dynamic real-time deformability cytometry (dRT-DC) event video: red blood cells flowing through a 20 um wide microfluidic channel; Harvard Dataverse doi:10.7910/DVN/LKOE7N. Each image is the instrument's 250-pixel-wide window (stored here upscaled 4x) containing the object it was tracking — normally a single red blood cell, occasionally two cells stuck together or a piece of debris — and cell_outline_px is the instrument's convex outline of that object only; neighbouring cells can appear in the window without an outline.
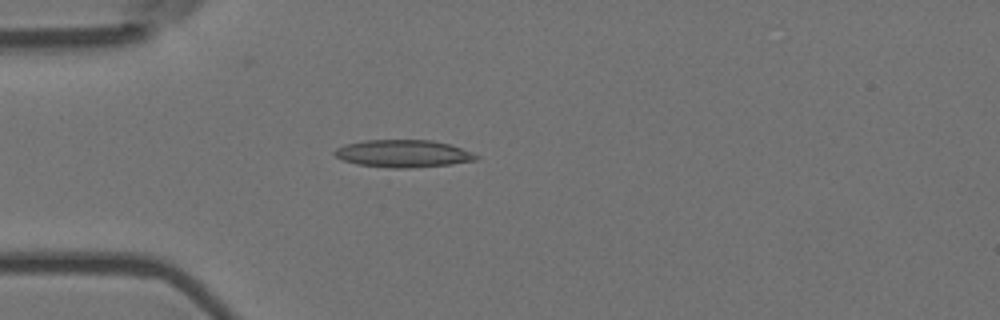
{"species": "Egyptian fruit bat (a non-hibernating species)", "species_latin": "Rousettus aegyptiacus", "temperature_condition": "room temperature", "stored_images_in_passage": 46, "camera_frame_rate_fps": 3000, "um_per_image_px": 0.085, "animal": {"sex": "female"}, "frame": {"image": 1, "passage_image": 10, "time_ms": 3.0, "image_size_px": [1000, 320], "cell_outline_px": [[480, 156], [476, 160], [452, 164], [412, 168], [392, 168], [356, 164], [344, 160], [336, 156], [332, 152], [336, 148], [344, 144], [364, 140], [432, 140], [448, 144], [472, 152]], "centroid_in_image_um": [34.26, 13.05], "position_along_channel_um": 50.7, "area_um2": 22.66}}
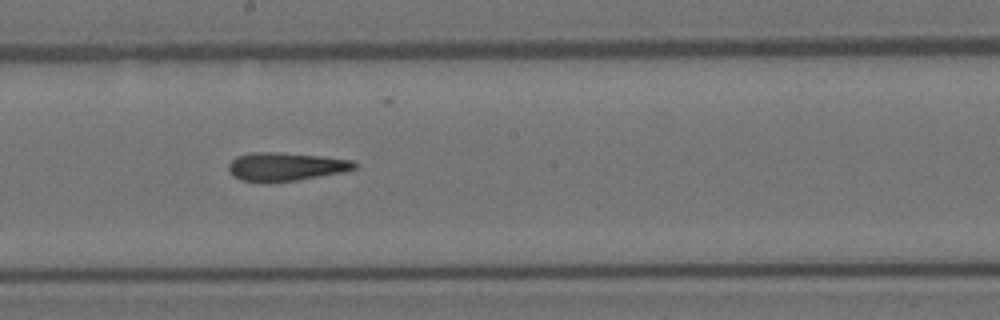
{"frame": {"image": 2, "passage_image": 25, "time_ms": 8.0, "image_size_px": [1000, 320], "cell_outline_px": [[356, 168], [340, 172], [296, 180], [268, 184], [240, 180], [232, 176], [228, 168], [228, 164], [236, 156], [252, 152], [276, 152], [324, 156], [352, 160], [356, 164]], "centroid_in_image_um": [24.2, 14.17], "position_along_channel_um": 224.0, "area_um2": 21.04}}
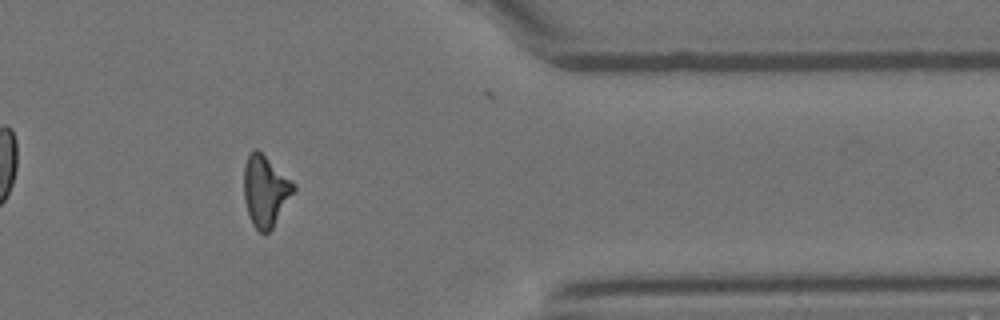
{"frame": {"image": 3, "passage_image": 40, "time_ms": 13.0, "image_size_px": [1000, 320], "cell_outline_px": [[296, 188], [272, 228], [268, 232], [260, 232], [252, 224], [248, 216], [244, 200], [244, 164], [252, 148], [256, 148], [296, 184]], "centroid_in_image_um": [22.53, 16.21], "position_along_channel_um": 388.9, "area_um2": 20.4}}